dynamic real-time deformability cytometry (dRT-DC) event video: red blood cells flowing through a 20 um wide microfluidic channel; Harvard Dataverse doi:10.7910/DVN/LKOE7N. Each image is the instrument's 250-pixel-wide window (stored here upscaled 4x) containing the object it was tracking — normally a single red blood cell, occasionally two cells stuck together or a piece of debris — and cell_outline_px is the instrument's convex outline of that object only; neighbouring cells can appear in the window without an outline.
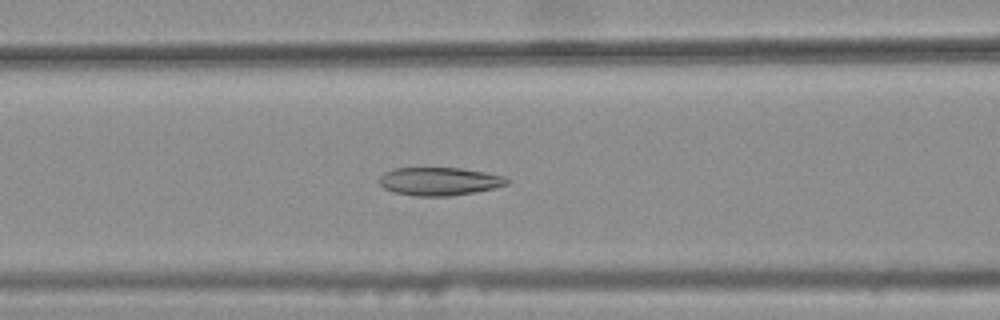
{"species": "common noctule bat (a hibernating species)", "species_latin": "Nyctalus noctula", "temperature_condition": "warm", "stored_images_in_passage": 40, "camera_frame_rate_fps": 3000, "um_per_image_px": 0.085, "animal": {"sex": "female", "body_mass_g": 25.1}, "frame": {"image": 1, "passage_image": 20, "time_ms": 6.333, "image_size_px": [1000, 320], "cell_outline_px": [[508, 184], [496, 188], [448, 196], [416, 196], [392, 192], [384, 188], [380, 184], [380, 176], [384, 172], [392, 168], [460, 168], [488, 172], [504, 176], [508, 180]], "centroid_in_image_um": [37.34, 15.41], "position_along_channel_um": 129.3, "area_um2": 20.98}}
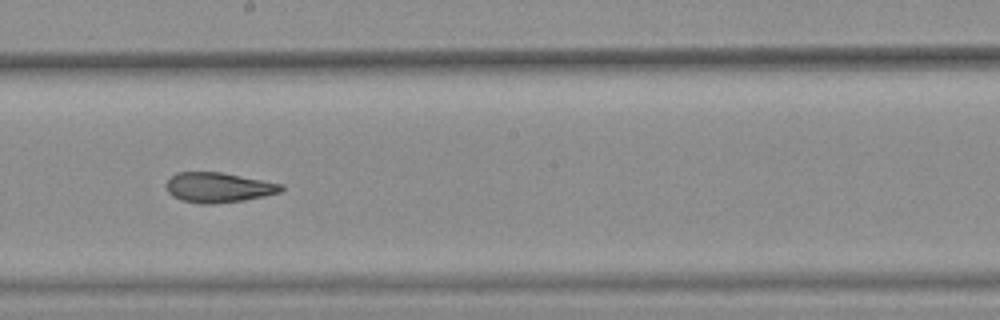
{"frame": {"image": 2, "passage_image": 28, "time_ms": 9.0, "image_size_px": [1000, 320], "cell_outline_px": [[284, 188], [280, 192], [264, 196], [244, 200], [212, 204], [200, 204], [180, 200], [172, 196], [168, 192], [168, 180], [176, 172], [220, 172], [284, 184]], "centroid_in_image_um": [18.58, 15.94], "position_along_channel_um": 229.6, "area_um2": 20.0}}
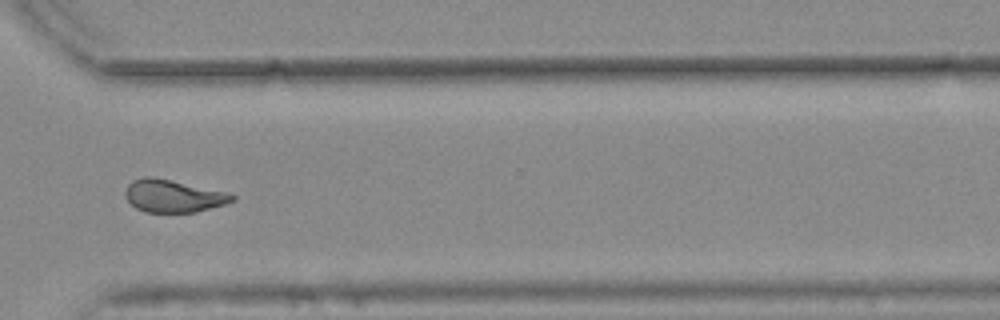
{"frame": {"image": 3, "passage_image": 38, "time_ms": 12.333, "image_size_px": [1000, 320], "cell_outline_px": [[236, 200], [224, 204], [196, 212], [144, 212], [136, 208], [128, 200], [124, 192], [128, 184], [132, 180], [144, 176], [156, 176], [228, 192], [236, 196]], "centroid_in_image_um": [14.73, 16.64], "position_along_channel_um": 355.9, "area_um2": 20.52}, "authors_computed_cell_mechanics": {"area_um2": 21.386, "velocity_mm_per_s": 3.77, "shape_relaxation_time_tau1_ms": null, "shape_relaxation_time_tau2_ms": 2.6883, "deformation_change_tau1": null, "deformation_change_tau2": 0.0996}}